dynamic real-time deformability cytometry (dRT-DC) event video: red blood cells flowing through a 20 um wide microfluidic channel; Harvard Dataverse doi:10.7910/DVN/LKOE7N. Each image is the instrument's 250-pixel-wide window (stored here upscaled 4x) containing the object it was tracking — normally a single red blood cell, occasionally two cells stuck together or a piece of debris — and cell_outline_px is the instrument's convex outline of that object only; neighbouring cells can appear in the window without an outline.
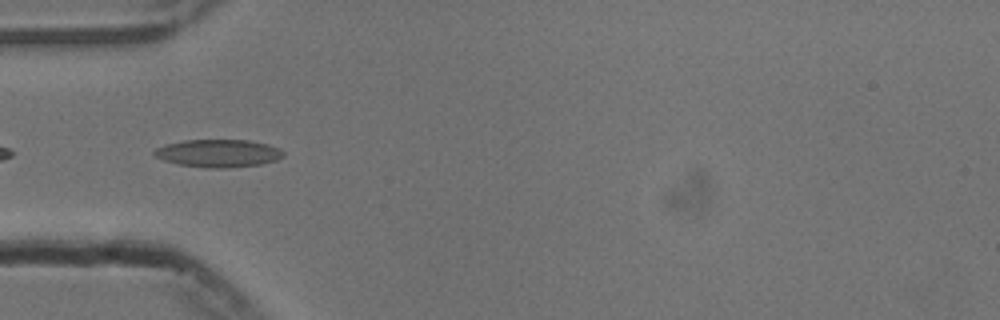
{"species": "common noctule bat (a hibernating species)", "species_latin": "Nyctalus noctula", "temperature_condition": "cold", "stored_images_in_passage": 39, "camera_frame_rate_fps": 3000, "um_per_image_px": 0.085, "animal": {"sex": "male", "body_mass_g": 13.3}, "frame": {"image": 1, "passage_image": 2, "time_ms": 0.333, "image_size_px": [1000, 320], "cell_outline_px": [[284, 156], [276, 160], [260, 164], [228, 168], [208, 168], [180, 164], [164, 160], [156, 156], [152, 152], [156, 148], [164, 144], [184, 140], [248, 140], [268, 144], [280, 148], [284, 152]], "centroid_in_image_um": [18.57, 13.02], "position_along_channel_um": 66.4, "area_um2": 20.87}}
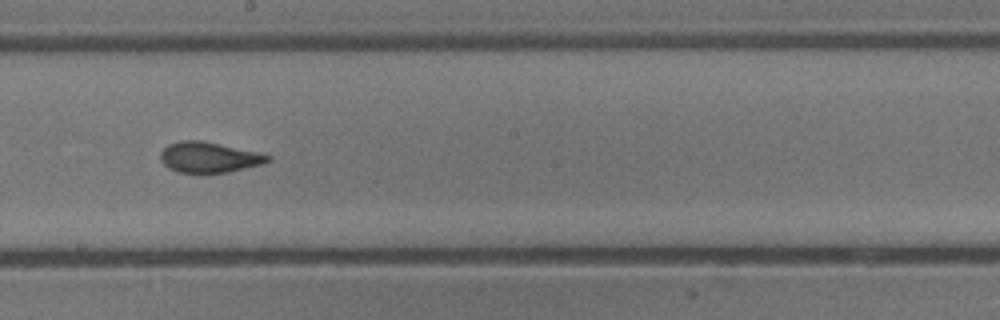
{"frame": {"image": 2, "passage_image": 15, "time_ms": 4.667, "image_size_px": [1000, 320], "cell_outline_px": [[272, 160], [264, 164], [228, 172], [180, 172], [168, 168], [160, 160], [160, 152], [168, 144], [180, 140], [200, 140], [260, 152], [272, 156]], "centroid_in_image_um": [17.8, 13.36], "position_along_channel_um": 230.4, "area_um2": 19.19}}
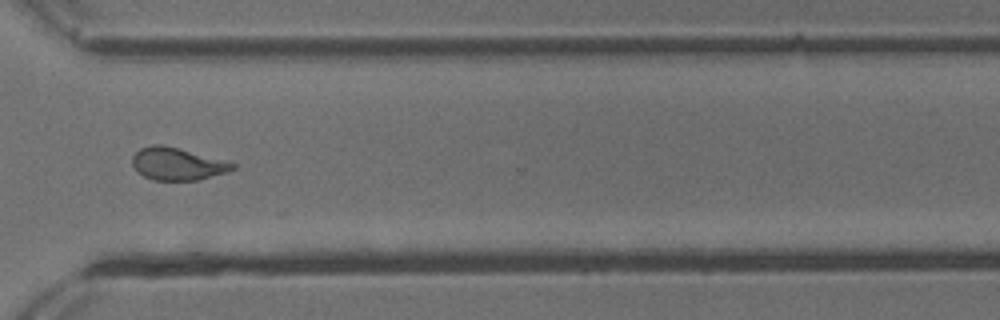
{"frame": {"image": 3, "passage_image": 25, "time_ms": 8.0, "image_size_px": [1000, 320], "cell_outline_px": [[236, 168], [228, 172], [196, 180], [152, 180], [144, 176], [132, 164], [132, 156], [140, 148], [152, 144], [164, 144], [236, 164]], "centroid_in_image_um": [15.05, 13.92], "position_along_channel_um": 355.5, "area_um2": 18.73}, "authors_computed_cell_mechanics": {"area_um2": 19.4208, "velocity_mm_per_s": 3.7682, "shape_relaxation_time_tau1_ms": 5.9345, "shape_relaxation_time_tau2_ms": 1.0433, "deformation_change_tau1": 0.153, "deformation_change_tau2": 0.062}}